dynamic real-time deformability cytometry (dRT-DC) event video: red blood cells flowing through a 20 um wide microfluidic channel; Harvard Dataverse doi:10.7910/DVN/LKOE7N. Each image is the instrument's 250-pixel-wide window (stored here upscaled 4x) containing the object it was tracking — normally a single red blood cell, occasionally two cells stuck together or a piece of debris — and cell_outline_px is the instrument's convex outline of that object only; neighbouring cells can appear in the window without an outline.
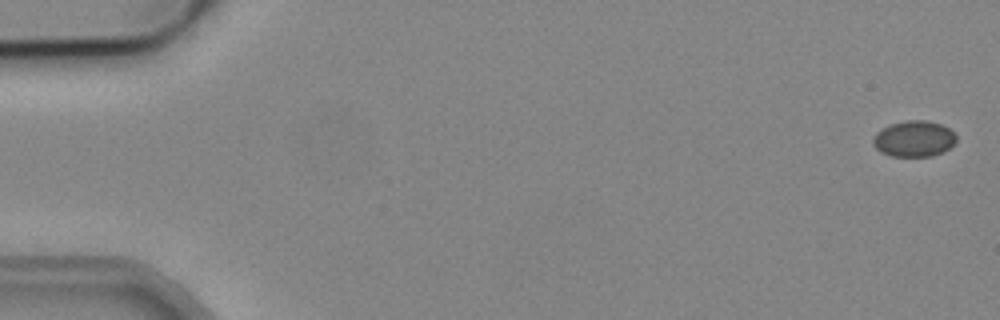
{"species": "common noctule bat (a hibernating species)", "species_latin": "Nyctalus noctula", "temperature_condition": "cold", "stored_images_in_passage": 19, "camera_frame_rate_fps": 3000, "um_per_image_px": 0.085, "animal": {"sex": "male", "body_mass_g": 19.2, "forearm_length_mm": 51.8}, "frame": {"image": 1, "passage_image": 2, "time_ms": 0.333, "image_size_px": [1000, 320], "cell_outline_px": [[956, 140], [944, 152], [932, 156], [892, 156], [880, 152], [872, 144], [872, 140], [876, 132], [880, 128], [892, 124], [908, 120], [924, 120], [940, 124], [948, 128], [956, 136]], "centroid_in_image_um": [77.65, 11.8], "position_along_channel_um": 7.3, "area_um2": 17.4}}
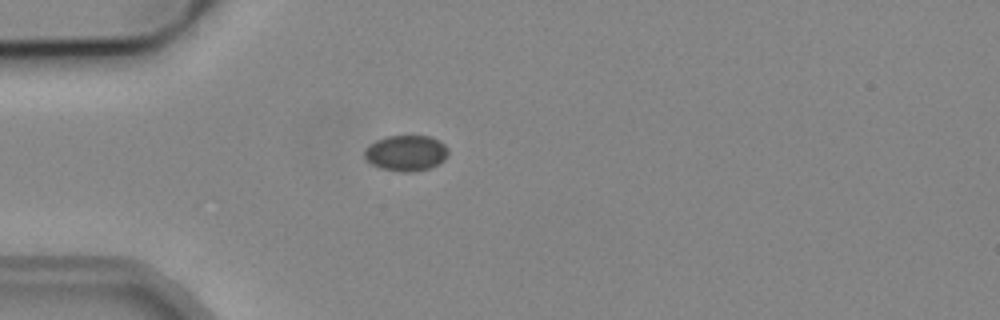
{"frame": {"image": 2, "passage_image": 16, "time_ms": 5.0, "image_size_px": [1000, 320], "cell_outline_px": [[448, 152], [444, 160], [440, 164], [432, 168], [412, 172], [400, 172], [380, 168], [372, 164], [364, 156], [364, 148], [376, 140], [388, 136], [428, 136], [440, 140], [448, 148]], "centroid_in_image_um": [34.53, 13.02], "position_along_channel_um": 50.5, "area_um2": 17.63}}